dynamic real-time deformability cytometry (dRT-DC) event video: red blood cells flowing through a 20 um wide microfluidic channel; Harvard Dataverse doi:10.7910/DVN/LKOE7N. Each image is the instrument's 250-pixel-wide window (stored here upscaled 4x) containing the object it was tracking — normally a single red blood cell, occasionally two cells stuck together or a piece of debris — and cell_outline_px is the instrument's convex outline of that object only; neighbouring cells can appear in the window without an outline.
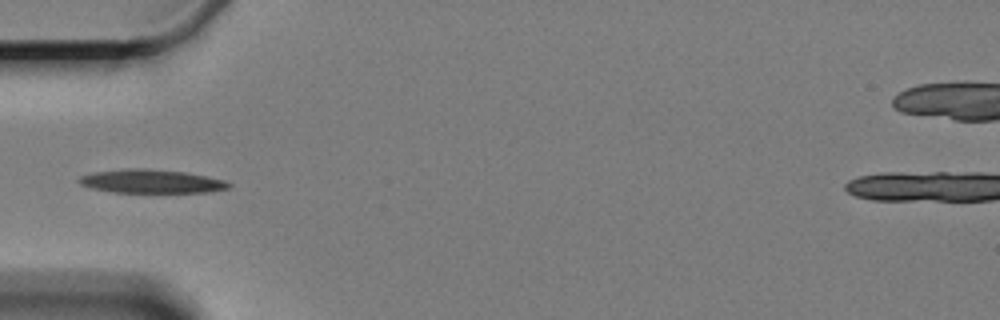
{"species": "Egyptian fruit bat (a non-hibernating species)", "species_latin": "Rousettus aegyptiacus", "temperature_condition": "cold", "stored_images_in_passage": 5, "camera_frame_rate_fps": 3000, "um_per_image_px": 0.085, "animal": {"sex": "female"}, "frame": {"image": 1, "passage_image": 5, "time_ms": 5.0, "image_size_px": [1000, 320], "cell_outline_px": [[232, 188], [208, 192], [112, 192], [92, 188], [80, 184], [76, 180], [80, 176], [92, 172], [128, 168], [148, 168], [184, 172], [224, 180], [232, 184]], "centroid_in_image_um": [12.84, 15.41], "position_along_channel_um": 72.2, "area_um2": 20.63}}